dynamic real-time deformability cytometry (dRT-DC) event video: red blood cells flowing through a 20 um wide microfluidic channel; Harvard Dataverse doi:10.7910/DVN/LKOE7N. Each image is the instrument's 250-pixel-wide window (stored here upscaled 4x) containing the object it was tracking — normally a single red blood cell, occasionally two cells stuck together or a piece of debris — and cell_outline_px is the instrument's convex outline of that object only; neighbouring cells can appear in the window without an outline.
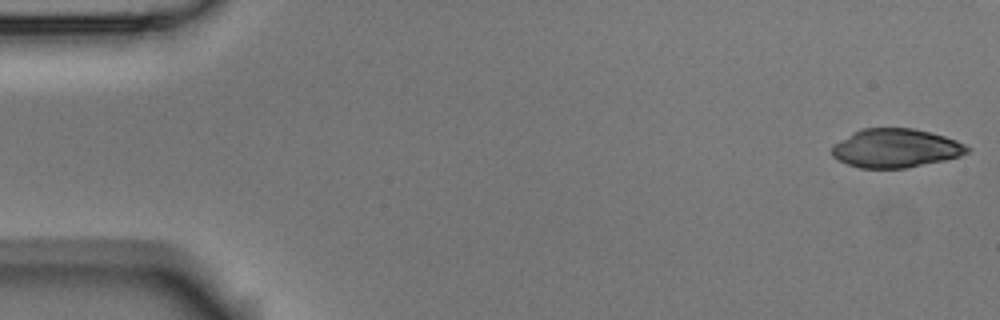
{"species": "Egyptian fruit bat (a non-hibernating species)", "species_latin": "Rousettus aegyptiacus", "temperature_condition": "room temperature", "stored_images_in_passage": 53, "camera_frame_rate_fps": 3000, "um_per_image_px": 0.085, "animal": {"sex": "male"}, "frame": {"image": 1, "passage_image": 1, "time_ms": 0.0, "image_size_px": [1000, 320], "cell_outline_px": [[972, 148], [968, 152], [960, 156], [944, 160], [904, 168], [860, 168], [848, 164], [832, 156], [832, 144], [864, 128], [912, 128], [944, 136], [956, 140]], "centroid_in_image_um": [76.14, 12.6], "position_along_channel_um": 8.9, "area_um2": 30.23}}